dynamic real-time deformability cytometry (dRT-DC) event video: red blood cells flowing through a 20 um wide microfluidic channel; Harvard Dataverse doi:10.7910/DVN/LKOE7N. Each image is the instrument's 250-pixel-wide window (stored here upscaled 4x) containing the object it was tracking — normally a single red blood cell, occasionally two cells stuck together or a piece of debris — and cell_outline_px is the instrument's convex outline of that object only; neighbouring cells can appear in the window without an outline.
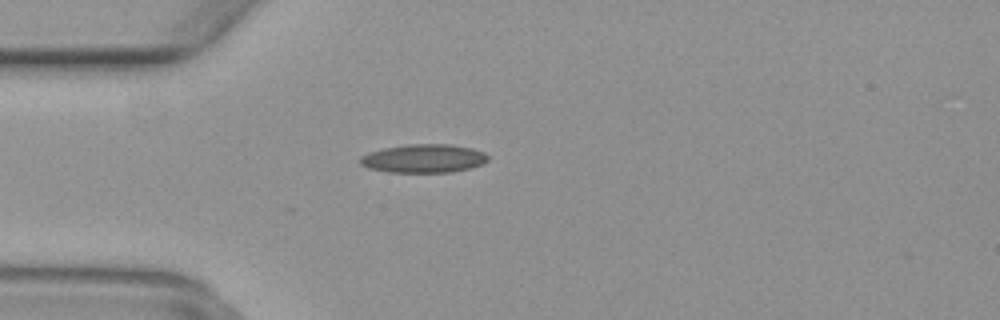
{"species": "common noctule bat (a hibernating species)", "species_latin": "Nyctalus noctula", "temperature_condition": "warm", "stored_images_in_passage": 49, "camera_frame_rate_fps": 3000, "um_per_image_px": 0.085, "animal": {"sex": "female", "body_mass_g": 29.2, "forearm_length_mm": 56.3}, "frame": {"image": 1, "passage_image": 13, "time_ms": 4.0, "image_size_px": [1000, 320], "cell_outline_px": [[488, 160], [484, 164], [472, 168], [452, 172], [388, 172], [368, 168], [360, 164], [360, 156], [368, 152], [384, 148], [408, 144], [452, 144], [472, 148], [484, 152], [488, 156]], "centroid_in_image_um": [36.03, 13.47], "position_along_channel_um": 49.0, "area_um2": 21.44}}
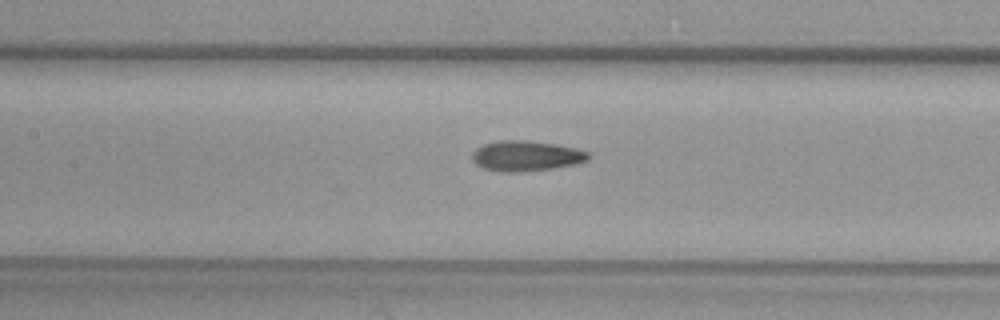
{"frame": {"image": 2, "passage_image": 22, "time_ms": 7.0, "image_size_px": [1000, 320], "cell_outline_px": [[588, 160], [576, 164], [552, 168], [520, 172], [500, 172], [484, 168], [476, 164], [472, 160], [472, 152], [476, 148], [484, 144], [496, 140], [528, 140], [556, 144], [576, 148], [588, 152]], "centroid_in_image_um": [44.69, 13.24], "position_along_channel_um": 162.7, "area_um2": 20.63}}
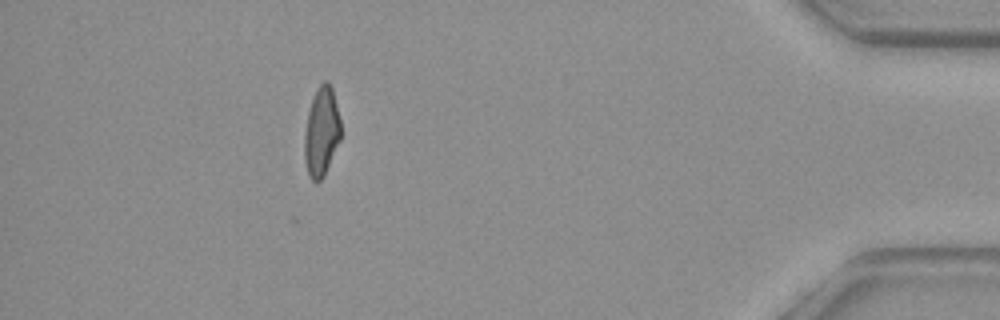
{"frame": {"image": 3, "passage_image": 44, "time_ms": 14.333, "image_size_px": [1000, 320], "cell_outline_px": [[340, 140], [324, 176], [316, 184], [308, 176], [304, 160], [304, 132], [308, 112], [316, 88], [324, 80], [328, 80], [332, 88], [340, 120]], "centroid_in_image_um": [27.31, 11.22], "position_along_channel_um": 407.9, "area_um2": 19.02}}